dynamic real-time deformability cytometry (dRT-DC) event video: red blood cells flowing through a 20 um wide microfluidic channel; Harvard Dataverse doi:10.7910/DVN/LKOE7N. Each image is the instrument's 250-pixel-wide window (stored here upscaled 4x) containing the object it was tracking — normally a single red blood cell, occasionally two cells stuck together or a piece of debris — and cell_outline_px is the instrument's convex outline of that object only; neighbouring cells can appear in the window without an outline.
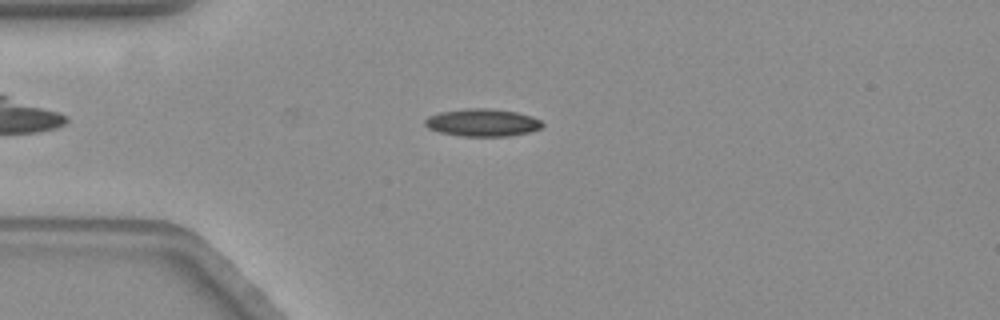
{"species": "common noctule bat (a hibernating species)", "species_latin": "Nyctalus noctula", "temperature_condition": "warm", "stored_images_in_passage": 7, "camera_frame_rate_fps": 3000, "um_per_image_px": 0.085, "animal": {"sex": "female", "body_mass_g": 19.3, "forearm_length_mm": 54.1}, "frame": {"image": 1, "passage_image": 4, "time_ms": 1.0, "image_size_px": [1000, 320], "cell_outline_px": [[544, 124], [540, 128], [528, 132], [508, 136], [464, 136], [440, 132], [428, 128], [424, 124], [424, 120], [428, 116], [440, 112], [468, 108], [492, 108], [516, 112], [532, 116], [540, 120]], "centroid_in_image_um": [41.0, 10.41], "position_along_channel_um": 44.0, "area_um2": 18.79}}